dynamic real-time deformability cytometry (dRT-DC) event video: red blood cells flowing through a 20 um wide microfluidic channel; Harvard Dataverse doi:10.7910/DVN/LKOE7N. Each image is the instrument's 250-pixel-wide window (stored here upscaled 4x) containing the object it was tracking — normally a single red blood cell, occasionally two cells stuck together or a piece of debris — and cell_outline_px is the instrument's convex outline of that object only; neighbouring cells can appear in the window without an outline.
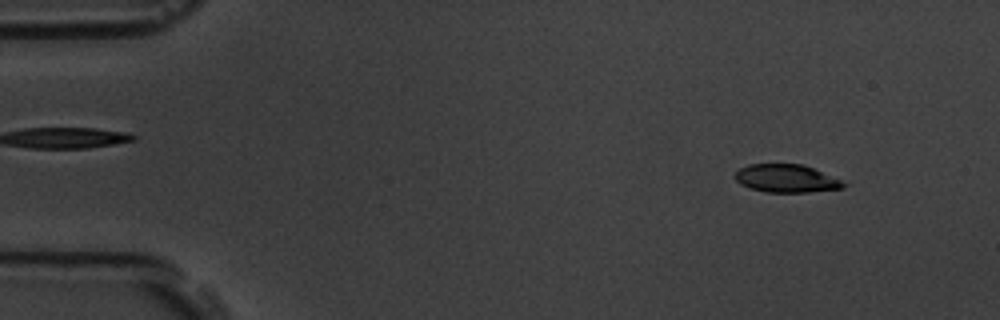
{"species": "common noctule bat (a hibernating species)", "species_latin": "Nyctalus noctula", "temperature_condition": "room temperature", "stored_images_in_passage": 55, "camera_frame_rate_fps": 3000, "um_per_image_px": 0.085, "animal": {"sex": "male", "body_mass_g": 19.5, "forearm_length_mm": 54.6}, "frame": {"image": 1, "passage_image": 5, "time_ms": 1.333, "image_size_px": [1000, 320], "cell_outline_px": [[848, 184], [844, 188], [808, 192], [764, 192], [740, 184], [732, 176], [740, 168], [748, 164], [804, 164], [840, 180]], "centroid_in_image_um": [66.82, 15.17], "position_along_channel_um": 18.2, "area_um2": 17.69}}
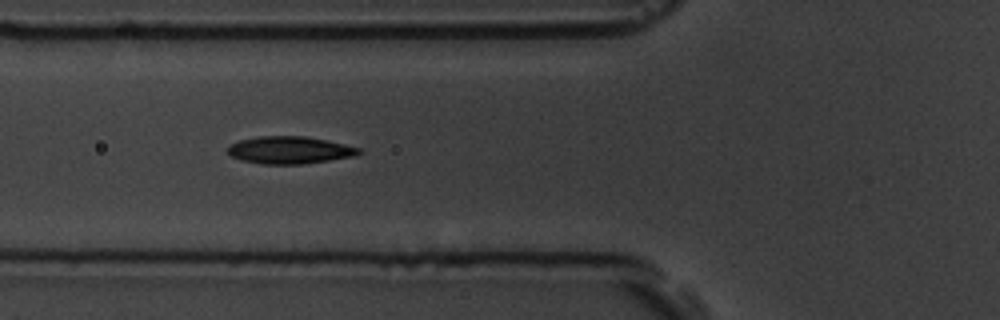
{"frame": {"image": 2, "passage_image": 20, "time_ms": 6.333, "image_size_px": [1000, 320], "cell_outline_px": [[364, 152], [356, 156], [300, 164], [264, 164], [240, 160], [232, 156], [228, 152], [228, 148], [232, 144], [240, 140], [260, 136], [304, 136], [328, 140], [360, 148]], "centroid_in_image_um": [24.66, 12.75], "position_along_channel_um": 101.1, "area_um2": 20.81}}
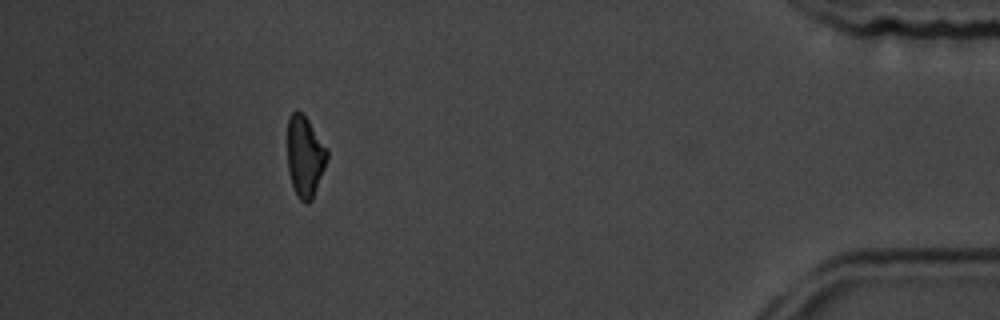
{"frame": {"image": 3, "passage_image": 50, "time_ms": 16.333, "image_size_px": [1000, 320], "cell_outline_px": [[328, 156], [324, 168], [312, 200], [308, 204], [304, 204], [296, 196], [288, 172], [288, 116], [292, 112], [300, 112], [308, 120], [328, 148]], "centroid_in_image_um": [25.92, 13.33], "position_along_channel_um": 409.3, "area_um2": 18.73}, "authors_computed_cell_mechanics": {"area_um2": 19.9988, "velocity_mm_per_s": 3.6436, "shape_relaxation_time_tau1_ms": 3.8933, "shape_relaxation_time_tau2_ms": 4.7546, "deformation_change_tau1": 0.1273, "deformation_change_tau2": 0.1267}}